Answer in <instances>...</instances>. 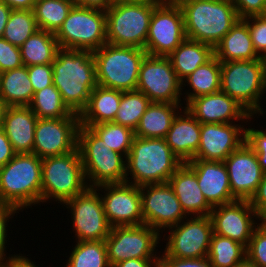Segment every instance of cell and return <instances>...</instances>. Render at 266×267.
Masks as SVG:
<instances>
[{"label": "cell", "mask_w": 266, "mask_h": 267, "mask_svg": "<svg viewBox=\"0 0 266 267\" xmlns=\"http://www.w3.org/2000/svg\"><path fill=\"white\" fill-rule=\"evenodd\" d=\"M235 267H258L256 264L250 262L247 258H245L241 263H239Z\"/></svg>", "instance_id": "58"}, {"label": "cell", "mask_w": 266, "mask_h": 267, "mask_svg": "<svg viewBox=\"0 0 266 267\" xmlns=\"http://www.w3.org/2000/svg\"><path fill=\"white\" fill-rule=\"evenodd\" d=\"M236 8L240 19L254 16L266 15V1L265 0H230Z\"/></svg>", "instance_id": "47"}, {"label": "cell", "mask_w": 266, "mask_h": 267, "mask_svg": "<svg viewBox=\"0 0 266 267\" xmlns=\"http://www.w3.org/2000/svg\"><path fill=\"white\" fill-rule=\"evenodd\" d=\"M184 106L202 123H234L253 118L239 103L221 91L191 99ZM232 120V121H231Z\"/></svg>", "instance_id": "22"}, {"label": "cell", "mask_w": 266, "mask_h": 267, "mask_svg": "<svg viewBox=\"0 0 266 267\" xmlns=\"http://www.w3.org/2000/svg\"><path fill=\"white\" fill-rule=\"evenodd\" d=\"M41 202L51 199L64 204L87 188L78 148L67 154L42 159Z\"/></svg>", "instance_id": "8"}, {"label": "cell", "mask_w": 266, "mask_h": 267, "mask_svg": "<svg viewBox=\"0 0 266 267\" xmlns=\"http://www.w3.org/2000/svg\"><path fill=\"white\" fill-rule=\"evenodd\" d=\"M19 213V210L16 209L15 207L2 203L0 201V260L2 259H9L10 257L6 256V243L8 240L7 238V228H8V222L9 219L14 218V214ZM7 227V228H6Z\"/></svg>", "instance_id": "48"}, {"label": "cell", "mask_w": 266, "mask_h": 267, "mask_svg": "<svg viewBox=\"0 0 266 267\" xmlns=\"http://www.w3.org/2000/svg\"><path fill=\"white\" fill-rule=\"evenodd\" d=\"M146 55L144 49L137 47L104 44L93 52L97 84L120 91L136 90Z\"/></svg>", "instance_id": "7"}, {"label": "cell", "mask_w": 266, "mask_h": 267, "mask_svg": "<svg viewBox=\"0 0 266 267\" xmlns=\"http://www.w3.org/2000/svg\"><path fill=\"white\" fill-rule=\"evenodd\" d=\"M41 173V158L33 153L16 154L0 168V201L19 211L41 203Z\"/></svg>", "instance_id": "4"}, {"label": "cell", "mask_w": 266, "mask_h": 267, "mask_svg": "<svg viewBox=\"0 0 266 267\" xmlns=\"http://www.w3.org/2000/svg\"><path fill=\"white\" fill-rule=\"evenodd\" d=\"M59 49L55 34L39 29L20 47L23 65L52 64Z\"/></svg>", "instance_id": "32"}, {"label": "cell", "mask_w": 266, "mask_h": 267, "mask_svg": "<svg viewBox=\"0 0 266 267\" xmlns=\"http://www.w3.org/2000/svg\"><path fill=\"white\" fill-rule=\"evenodd\" d=\"M181 104L151 102L142 115L135 136L141 138H165Z\"/></svg>", "instance_id": "31"}, {"label": "cell", "mask_w": 266, "mask_h": 267, "mask_svg": "<svg viewBox=\"0 0 266 267\" xmlns=\"http://www.w3.org/2000/svg\"><path fill=\"white\" fill-rule=\"evenodd\" d=\"M113 267H159V259H128L118 262Z\"/></svg>", "instance_id": "51"}, {"label": "cell", "mask_w": 266, "mask_h": 267, "mask_svg": "<svg viewBox=\"0 0 266 267\" xmlns=\"http://www.w3.org/2000/svg\"><path fill=\"white\" fill-rule=\"evenodd\" d=\"M37 121L29 106L5 107L1 126L17 154L32 153Z\"/></svg>", "instance_id": "25"}, {"label": "cell", "mask_w": 266, "mask_h": 267, "mask_svg": "<svg viewBox=\"0 0 266 267\" xmlns=\"http://www.w3.org/2000/svg\"><path fill=\"white\" fill-rule=\"evenodd\" d=\"M27 69L34 92L40 91L53 84V69L51 64L32 65L27 67Z\"/></svg>", "instance_id": "45"}, {"label": "cell", "mask_w": 266, "mask_h": 267, "mask_svg": "<svg viewBox=\"0 0 266 267\" xmlns=\"http://www.w3.org/2000/svg\"><path fill=\"white\" fill-rule=\"evenodd\" d=\"M77 148L88 187L126 182V157L111 150L90 127L80 125Z\"/></svg>", "instance_id": "6"}, {"label": "cell", "mask_w": 266, "mask_h": 267, "mask_svg": "<svg viewBox=\"0 0 266 267\" xmlns=\"http://www.w3.org/2000/svg\"><path fill=\"white\" fill-rule=\"evenodd\" d=\"M246 141L244 125L232 123H202L200 145L193 159L224 160Z\"/></svg>", "instance_id": "21"}, {"label": "cell", "mask_w": 266, "mask_h": 267, "mask_svg": "<svg viewBox=\"0 0 266 267\" xmlns=\"http://www.w3.org/2000/svg\"><path fill=\"white\" fill-rule=\"evenodd\" d=\"M122 91L97 85L91 92L86 108L81 112L80 125L91 127L113 122L121 101Z\"/></svg>", "instance_id": "28"}, {"label": "cell", "mask_w": 266, "mask_h": 267, "mask_svg": "<svg viewBox=\"0 0 266 267\" xmlns=\"http://www.w3.org/2000/svg\"><path fill=\"white\" fill-rule=\"evenodd\" d=\"M151 100L138 90L122 91L121 101L113 123L135 131Z\"/></svg>", "instance_id": "37"}, {"label": "cell", "mask_w": 266, "mask_h": 267, "mask_svg": "<svg viewBox=\"0 0 266 267\" xmlns=\"http://www.w3.org/2000/svg\"><path fill=\"white\" fill-rule=\"evenodd\" d=\"M246 258L258 267H266V228L259 223L246 247Z\"/></svg>", "instance_id": "41"}, {"label": "cell", "mask_w": 266, "mask_h": 267, "mask_svg": "<svg viewBox=\"0 0 266 267\" xmlns=\"http://www.w3.org/2000/svg\"><path fill=\"white\" fill-rule=\"evenodd\" d=\"M182 83L168 56L146 55L142 61L137 89L151 102L180 104Z\"/></svg>", "instance_id": "13"}, {"label": "cell", "mask_w": 266, "mask_h": 267, "mask_svg": "<svg viewBox=\"0 0 266 267\" xmlns=\"http://www.w3.org/2000/svg\"><path fill=\"white\" fill-rule=\"evenodd\" d=\"M180 110L183 112L174 118L164 139L172 152L185 163L194 158L199 148L201 123L185 107Z\"/></svg>", "instance_id": "26"}, {"label": "cell", "mask_w": 266, "mask_h": 267, "mask_svg": "<svg viewBox=\"0 0 266 267\" xmlns=\"http://www.w3.org/2000/svg\"><path fill=\"white\" fill-rule=\"evenodd\" d=\"M249 28L256 53L266 57V15H254L242 19Z\"/></svg>", "instance_id": "42"}, {"label": "cell", "mask_w": 266, "mask_h": 267, "mask_svg": "<svg viewBox=\"0 0 266 267\" xmlns=\"http://www.w3.org/2000/svg\"><path fill=\"white\" fill-rule=\"evenodd\" d=\"M259 224H266V208L259 214Z\"/></svg>", "instance_id": "59"}, {"label": "cell", "mask_w": 266, "mask_h": 267, "mask_svg": "<svg viewBox=\"0 0 266 267\" xmlns=\"http://www.w3.org/2000/svg\"><path fill=\"white\" fill-rule=\"evenodd\" d=\"M74 4V0H36L32 11L38 29L55 34Z\"/></svg>", "instance_id": "35"}, {"label": "cell", "mask_w": 266, "mask_h": 267, "mask_svg": "<svg viewBox=\"0 0 266 267\" xmlns=\"http://www.w3.org/2000/svg\"><path fill=\"white\" fill-rule=\"evenodd\" d=\"M156 6L115 0L106 10L107 43L145 49L150 19Z\"/></svg>", "instance_id": "9"}, {"label": "cell", "mask_w": 266, "mask_h": 267, "mask_svg": "<svg viewBox=\"0 0 266 267\" xmlns=\"http://www.w3.org/2000/svg\"><path fill=\"white\" fill-rule=\"evenodd\" d=\"M214 56L213 46L186 38L168 57L178 79L182 82Z\"/></svg>", "instance_id": "29"}, {"label": "cell", "mask_w": 266, "mask_h": 267, "mask_svg": "<svg viewBox=\"0 0 266 267\" xmlns=\"http://www.w3.org/2000/svg\"><path fill=\"white\" fill-rule=\"evenodd\" d=\"M30 109L39 119H57L68 116H79L73 113L63 102L62 96L52 84L40 91L34 92L29 105Z\"/></svg>", "instance_id": "34"}, {"label": "cell", "mask_w": 266, "mask_h": 267, "mask_svg": "<svg viewBox=\"0 0 266 267\" xmlns=\"http://www.w3.org/2000/svg\"><path fill=\"white\" fill-rule=\"evenodd\" d=\"M182 163L164 138L135 136L126 157V183L139 187L166 183Z\"/></svg>", "instance_id": "2"}, {"label": "cell", "mask_w": 266, "mask_h": 267, "mask_svg": "<svg viewBox=\"0 0 266 267\" xmlns=\"http://www.w3.org/2000/svg\"><path fill=\"white\" fill-rule=\"evenodd\" d=\"M63 49L96 51L106 40V11L75 5L55 33Z\"/></svg>", "instance_id": "10"}, {"label": "cell", "mask_w": 266, "mask_h": 267, "mask_svg": "<svg viewBox=\"0 0 266 267\" xmlns=\"http://www.w3.org/2000/svg\"><path fill=\"white\" fill-rule=\"evenodd\" d=\"M23 66L20 48L0 37V73Z\"/></svg>", "instance_id": "43"}, {"label": "cell", "mask_w": 266, "mask_h": 267, "mask_svg": "<svg viewBox=\"0 0 266 267\" xmlns=\"http://www.w3.org/2000/svg\"><path fill=\"white\" fill-rule=\"evenodd\" d=\"M186 163L195 171L200 190L212 207L236 200L224 162L192 159Z\"/></svg>", "instance_id": "23"}, {"label": "cell", "mask_w": 266, "mask_h": 267, "mask_svg": "<svg viewBox=\"0 0 266 267\" xmlns=\"http://www.w3.org/2000/svg\"><path fill=\"white\" fill-rule=\"evenodd\" d=\"M246 142L256 153L262 171L266 174V131L246 128Z\"/></svg>", "instance_id": "44"}, {"label": "cell", "mask_w": 266, "mask_h": 267, "mask_svg": "<svg viewBox=\"0 0 266 267\" xmlns=\"http://www.w3.org/2000/svg\"><path fill=\"white\" fill-rule=\"evenodd\" d=\"M159 267H213L209 258H175L165 252L159 255Z\"/></svg>", "instance_id": "46"}, {"label": "cell", "mask_w": 266, "mask_h": 267, "mask_svg": "<svg viewBox=\"0 0 266 267\" xmlns=\"http://www.w3.org/2000/svg\"><path fill=\"white\" fill-rule=\"evenodd\" d=\"M11 256L9 259L0 260V267H16V255Z\"/></svg>", "instance_id": "56"}, {"label": "cell", "mask_w": 266, "mask_h": 267, "mask_svg": "<svg viewBox=\"0 0 266 267\" xmlns=\"http://www.w3.org/2000/svg\"><path fill=\"white\" fill-rule=\"evenodd\" d=\"M190 85L193 91L186 92V104L193 98L208 94L217 93L221 87V62L214 56L206 64L199 66L193 73L187 76L182 82ZM184 83V84H183ZM184 85V86H183Z\"/></svg>", "instance_id": "33"}, {"label": "cell", "mask_w": 266, "mask_h": 267, "mask_svg": "<svg viewBox=\"0 0 266 267\" xmlns=\"http://www.w3.org/2000/svg\"><path fill=\"white\" fill-rule=\"evenodd\" d=\"M220 91L233 98L251 116L262 115L260 99L266 91L264 58L221 62Z\"/></svg>", "instance_id": "5"}, {"label": "cell", "mask_w": 266, "mask_h": 267, "mask_svg": "<svg viewBox=\"0 0 266 267\" xmlns=\"http://www.w3.org/2000/svg\"><path fill=\"white\" fill-rule=\"evenodd\" d=\"M80 116L39 119L34 133L32 153L43 159L77 149Z\"/></svg>", "instance_id": "17"}, {"label": "cell", "mask_w": 266, "mask_h": 267, "mask_svg": "<svg viewBox=\"0 0 266 267\" xmlns=\"http://www.w3.org/2000/svg\"><path fill=\"white\" fill-rule=\"evenodd\" d=\"M51 65L53 85L67 107L80 115L98 85L93 52L60 48Z\"/></svg>", "instance_id": "1"}, {"label": "cell", "mask_w": 266, "mask_h": 267, "mask_svg": "<svg viewBox=\"0 0 266 267\" xmlns=\"http://www.w3.org/2000/svg\"><path fill=\"white\" fill-rule=\"evenodd\" d=\"M11 11L12 9L8 5L0 1V37L3 36Z\"/></svg>", "instance_id": "54"}, {"label": "cell", "mask_w": 266, "mask_h": 267, "mask_svg": "<svg viewBox=\"0 0 266 267\" xmlns=\"http://www.w3.org/2000/svg\"><path fill=\"white\" fill-rule=\"evenodd\" d=\"M115 0H74L75 5L106 11Z\"/></svg>", "instance_id": "52"}, {"label": "cell", "mask_w": 266, "mask_h": 267, "mask_svg": "<svg viewBox=\"0 0 266 267\" xmlns=\"http://www.w3.org/2000/svg\"><path fill=\"white\" fill-rule=\"evenodd\" d=\"M90 128L102 138L111 150L127 157L135 138L134 130L113 122L92 125Z\"/></svg>", "instance_id": "40"}, {"label": "cell", "mask_w": 266, "mask_h": 267, "mask_svg": "<svg viewBox=\"0 0 266 267\" xmlns=\"http://www.w3.org/2000/svg\"><path fill=\"white\" fill-rule=\"evenodd\" d=\"M16 154L3 127L0 126V168L9 162Z\"/></svg>", "instance_id": "50"}, {"label": "cell", "mask_w": 266, "mask_h": 267, "mask_svg": "<svg viewBox=\"0 0 266 267\" xmlns=\"http://www.w3.org/2000/svg\"><path fill=\"white\" fill-rule=\"evenodd\" d=\"M186 39L184 17L175 0L158 5L150 19L145 51L152 56H169Z\"/></svg>", "instance_id": "12"}, {"label": "cell", "mask_w": 266, "mask_h": 267, "mask_svg": "<svg viewBox=\"0 0 266 267\" xmlns=\"http://www.w3.org/2000/svg\"><path fill=\"white\" fill-rule=\"evenodd\" d=\"M210 217L215 234L240 242L245 247L258 225L254 219H259L249 200H235L213 207Z\"/></svg>", "instance_id": "19"}, {"label": "cell", "mask_w": 266, "mask_h": 267, "mask_svg": "<svg viewBox=\"0 0 266 267\" xmlns=\"http://www.w3.org/2000/svg\"><path fill=\"white\" fill-rule=\"evenodd\" d=\"M214 53L220 62L261 58L253 47L248 25L242 19L214 47Z\"/></svg>", "instance_id": "27"}, {"label": "cell", "mask_w": 266, "mask_h": 267, "mask_svg": "<svg viewBox=\"0 0 266 267\" xmlns=\"http://www.w3.org/2000/svg\"><path fill=\"white\" fill-rule=\"evenodd\" d=\"M186 38L215 47L240 19L230 0H175Z\"/></svg>", "instance_id": "3"}, {"label": "cell", "mask_w": 266, "mask_h": 267, "mask_svg": "<svg viewBox=\"0 0 266 267\" xmlns=\"http://www.w3.org/2000/svg\"><path fill=\"white\" fill-rule=\"evenodd\" d=\"M183 222L168 228L165 253L175 258H201L209 252L213 231L210 216H189ZM193 217V218H192Z\"/></svg>", "instance_id": "15"}, {"label": "cell", "mask_w": 266, "mask_h": 267, "mask_svg": "<svg viewBox=\"0 0 266 267\" xmlns=\"http://www.w3.org/2000/svg\"><path fill=\"white\" fill-rule=\"evenodd\" d=\"M168 183L188 217L210 216L213 207L200 190L195 171L186 162L177 168Z\"/></svg>", "instance_id": "24"}, {"label": "cell", "mask_w": 266, "mask_h": 267, "mask_svg": "<svg viewBox=\"0 0 266 267\" xmlns=\"http://www.w3.org/2000/svg\"><path fill=\"white\" fill-rule=\"evenodd\" d=\"M37 30L39 29L32 10H12L2 37L20 48Z\"/></svg>", "instance_id": "39"}, {"label": "cell", "mask_w": 266, "mask_h": 267, "mask_svg": "<svg viewBox=\"0 0 266 267\" xmlns=\"http://www.w3.org/2000/svg\"><path fill=\"white\" fill-rule=\"evenodd\" d=\"M12 10H33L36 0H0Z\"/></svg>", "instance_id": "53"}, {"label": "cell", "mask_w": 266, "mask_h": 267, "mask_svg": "<svg viewBox=\"0 0 266 267\" xmlns=\"http://www.w3.org/2000/svg\"><path fill=\"white\" fill-rule=\"evenodd\" d=\"M140 192L144 224L158 232L188 218L168 182L141 186Z\"/></svg>", "instance_id": "16"}, {"label": "cell", "mask_w": 266, "mask_h": 267, "mask_svg": "<svg viewBox=\"0 0 266 267\" xmlns=\"http://www.w3.org/2000/svg\"><path fill=\"white\" fill-rule=\"evenodd\" d=\"M76 243L64 267H111L105 240Z\"/></svg>", "instance_id": "38"}, {"label": "cell", "mask_w": 266, "mask_h": 267, "mask_svg": "<svg viewBox=\"0 0 266 267\" xmlns=\"http://www.w3.org/2000/svg\"><path fill=\"white\" fill-rule=\"evenodd\" d=\"M21 255V256H20ZM16 267H38L28 257L22 256V254L16 255Z\"/></svg>", "instance_id": "55"}, {"label": "cell", "mask_w": 266, "mask_h": 267, "mask_svg": "<svg viewBox=\"0 0 266 267\" xmlns=\"http://www.w3.org/2000/svg\"><path fill=\"white\" fill-rule=\"evenodd\" d=\"M249 202L258 215L266 208V174H264L256 192Z\"/></svg>", "instance_id": "49"}, {"label": "cell", "mask_w": 266, "mask_h": 267, "mask_svg": "<svg viewBox=\"0 0 266 267\" xmlns=\"http://www.w3.org/2000/svg\"><path fill=\"white\" fill-rule=\"evenodd\" d=\"M224 163L233 197L236 200H250L265 174L254 150L245 141Z\"/></svg>", "instance_id": "20"}, {"label": "cell", "mask_w": 266, "mask_h": 267, "mask_svg": "<svg viewBox=\"0 0 266 267\" xmlns=\"http://www.w3.org/2000/svg\"><path fill=\"white\" fill-rule=\"evenodd\" d=\"M65 205L70 208L77 241L106 240L112 227L106 218L100 193L94 187L67 200Z\"/></svg>", "instance_id": "14"}, {"label": "cell", "mask_w": 266, "mask_h": 267, "mask_svg": "<svg viewBox=\"0 0 266 267\" xmlns=\"http://www.w3.org/2000/svg\"><path fill=\"white\" fill-rule=\"evenodd\" d=\"M160 238V233L147 224L112 227L105 240L110 266L132 258L159 259L154 251Z\"/></svg>", "instance_id": "11"}, {"label": "cell", "mask_w": 266, "mask_h": 267, "mask_svg": "<svg viewBox=\"0 0 266 267\" xmlns=\"http://www.w3.org/2000/svg\"><path fill=\"white\" fill-rule=\"evenodd\" d=\"M5 109V105L0 101V126L2 125V115Z\"/></svg>", "instance_id": "60"}, {"label": "cell", "mask_w": 266, "mask_h": 267, "mask_svg": "<svg viewBox=\"0 0 266 267\" xmlns=\"http://www.w3.org/2000/svg\"><path fill=\"white\" fill-rule=\"evenodd\" d=\"M34 96L27 66L0 73V101L8 106H29Z\"/></svg>", "instance_id": "30"}, {"label": "cell", "mask_w": 266, "mask_h": 267, "mask_svg": "<svg viewBox=\"0 0 266 267\" xmlns=\"http://www.w3.org/2000/svg\"><path fill=\"white\" fill-rule=\"evenodd\" d=\"M100 194L111 227L144 224L140 187L129 183L102 184L94 187ZM107 191V192H106Z\"/></svg>", "instance_id": "18"}, {"label": "cell", "mask_w": 266, "mask_h": 267, "mask_svg": "<svg viewBox=\"0 0 266 267\" xmlns=\"http://www.w3.org/2000/svg\"><path fill=\"white\" fill-rule=\"evenodd\" d=\"M207 257L213 267H235L246 258V247L213 233Z\"/></svg>", "instance_id": "36"}, {"label": "cell", "mask_w": 266, "mask_h": 267, "mask_svg": "<svg viewBox=\"0 0 266 267\" xmlns=\"http://www.w3.org/2000/svg\"><path fill=\"white\" fill-rule=\"evenodd\" d=\"M129 2H140V3H148V4H154V5H162L165 3H168L172 0H124Z\"/></svg>", "instance_id": "57"}]
</instances>
